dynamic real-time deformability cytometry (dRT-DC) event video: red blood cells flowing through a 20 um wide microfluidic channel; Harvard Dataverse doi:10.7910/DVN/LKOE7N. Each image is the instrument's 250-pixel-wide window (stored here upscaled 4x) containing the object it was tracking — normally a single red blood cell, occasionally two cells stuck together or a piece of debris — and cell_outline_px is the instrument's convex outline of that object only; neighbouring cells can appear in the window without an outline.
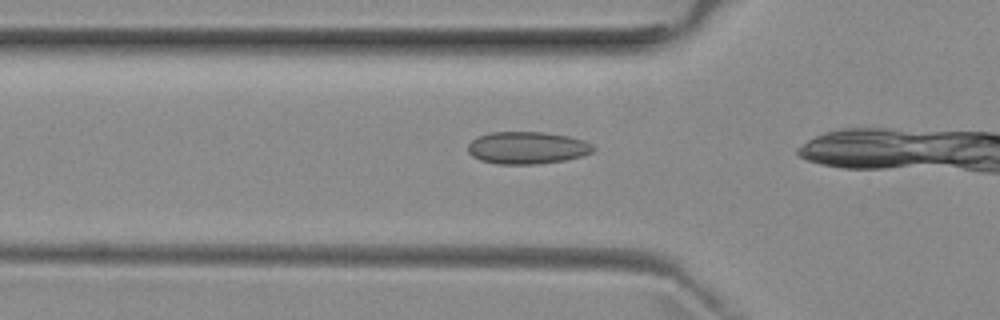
{"species": "common noctule bat (a hibernating species)", "species_latin": "Nyctalus noctula", "temperature_condition": "room temperature", "stored_images_in_passage": 8, "camera_frame_rate_fps": 3000, "um_per_image_px": 0.085, "animal": {"sex": "female", "body_mass_g": 29.2, "forearm_length_mm": 56.3}, "frame": {"image": 1, "passage_image": 6, "time_ms": 1.667, "image_size_px": [1000, 320], "cell_outline_px": [[596, 148], [592, 152], [580, 156], [564, 160], [536, 164], [496, 164], [480, 160], [472, 156], [468, 152], [468, 144], [476, 136], [492, 132], [544, 132], [568, 136], [584, 140], [592, 144]], "centroid_in_image_um": [44.79, 12.56], "position_along_channel_um": 81.0, "area_um2": 23.64}}